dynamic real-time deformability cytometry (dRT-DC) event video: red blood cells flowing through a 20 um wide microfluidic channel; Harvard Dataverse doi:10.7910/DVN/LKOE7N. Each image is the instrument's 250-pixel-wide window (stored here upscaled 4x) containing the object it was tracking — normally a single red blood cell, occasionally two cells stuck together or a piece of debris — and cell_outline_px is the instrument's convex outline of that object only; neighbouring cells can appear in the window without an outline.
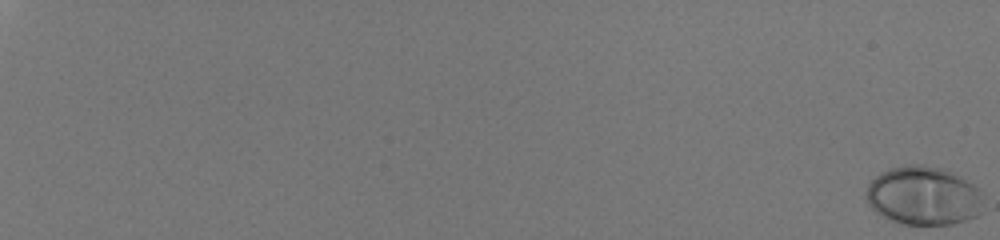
{"species": "human", "species_latin": "Homo sapiens", "temperature_condition": "room temperature", "stored_images_in_passage": 54, "camera_frame_rate_fps": 3000, "um_per_image_px": 0.085, "donor": {"sex": "male"}, "frame": {"image": 1, "passage_image": 1, "time_ms": 0.0, "image_size_px": [1000, 240], "cell_outline_px": [[984, 192], [976, 216], [952, 224], [900, 224], [876, 212], [868, 204], [864, 196], [868, 184], [880, 172], [888, 168], [908, 164], [924, 164], [940, 168], [952, 172], [960, 176]], "centroid_in_image_um": [78.45, 16.62], "position_along_channel_um": 6.6, "area_um2": 40.11}}
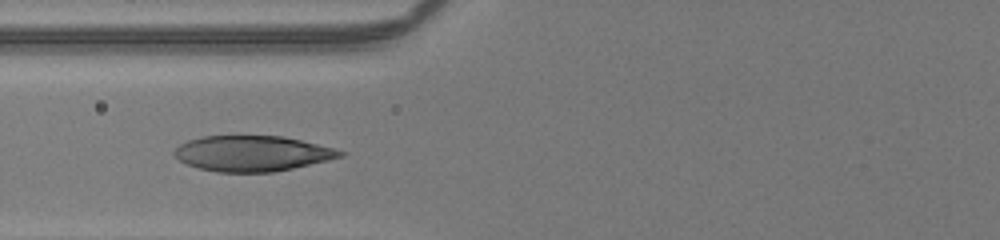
{"frame": {"image": 2, "passage_image": 31, "time_ms": 10.0, "image_size_px": [1000, 240], "cell_outline_px": [[348, 152], [344, 156], [328, 160], [292, 168], [272, 172], [216, 172], [196, 168], [180, 160], [172, 152], [180, 144], [188, 140], [200, 136], [284, 136]], "centroid_in_image_um": [21.42, 13.04], "position_along_channel_um": 104.4, "area_um2": 34.22}}
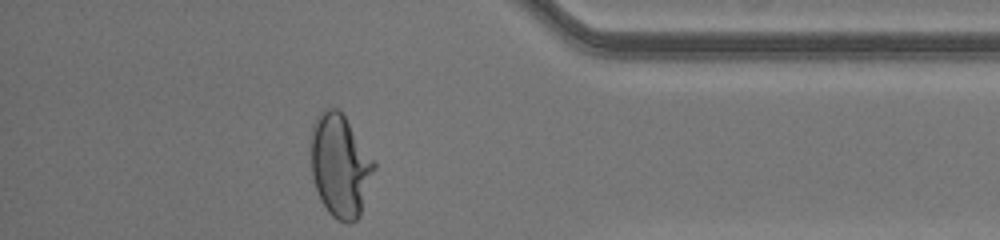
{"frame": {"image": 3, "passage_image": 54, "time_ms": 17.667, "image_size_px": [1000, 240], "cell_outline_px": [[376, 168], [360, 216], [356, 220], [348, 224], [336, 220], [328, 212], [320, 200], [312, 176], [308, 140], [312, 124], [316, 116], [324, 108], [336, 108], [344, 116], [376, 164]], "centroid_in_image_um": [28.87, 14.09], "position_along_channel_um": 406.3, "area_um2": 38.44}, "authors_computed_cell_mechanics": {"area_um2": 35.1713, "velocity_mm_per_s": 4.1037, "shape_relaxation_time_tau1_ms": 4.9361, "shape_relaxation_time_tau2_ms": null, "deformation_change_tau1": 0.2447, "deformation_change_tau2": null}}